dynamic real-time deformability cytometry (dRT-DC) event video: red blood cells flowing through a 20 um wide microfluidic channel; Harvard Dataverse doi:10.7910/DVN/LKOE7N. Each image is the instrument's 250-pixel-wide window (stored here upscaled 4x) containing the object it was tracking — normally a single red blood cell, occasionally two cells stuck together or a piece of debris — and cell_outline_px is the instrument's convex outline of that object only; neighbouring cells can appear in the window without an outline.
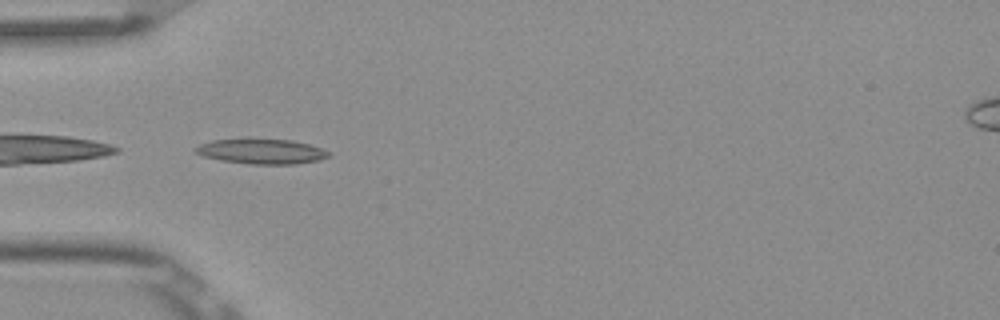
{"species": "Egyptian fruit bat (a non-hibernating species)", "species_latin": "Rousettus aegyptiacus", "temperature_condition": "room temperature", "stored_images_in_passage": 7, "camera_frame_rate_fps": 3000, "um_per_image_px": 0.085, "frame": {"image": 1, "passage_image": 5, "time_ms": 1.333, "image_size_px": [1000, 320], "cell_outline_px": [[328, 156], [320, 160], [296, 164], [248, 164], [220, 160], [204, 156], [196, 152], [192, 148], [200, 144], [212, 140], [292, 140], [308, 144], [320, 148], [328, 152]], "centroid_in_image_um": [22.21, 12.89], "position_along_channel_um": 62.8, "area_um2": 18.96}}
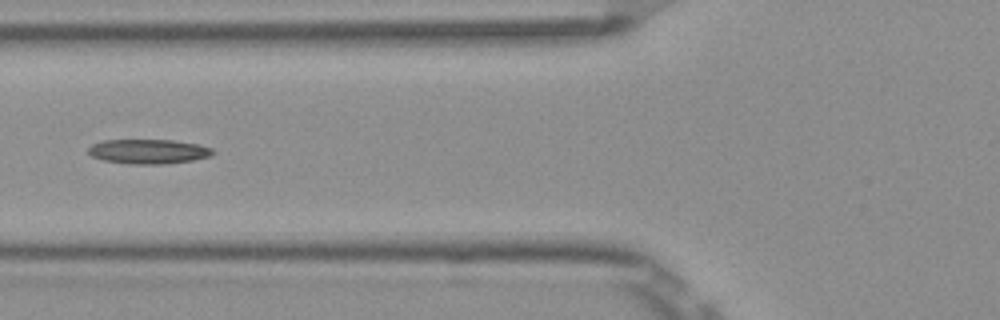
{"frame": {"image": 2, "passage_image": 6, "time_ms": 1.667, "image_size_px": [1000, 320], "cell_outline_px": [[216, 152], [212, 156], [192, 160], [160, 164], [128, 164], [104, 160], [92, 156], [88, 152], [88, 148], [92, 144], [100, 140], [176, 140], [200, 144], [212, 148]], "centroid_in_image_um": [12.64, 12.86], "position_along_channel_um": 113.2, "area_um2": 17.98}}
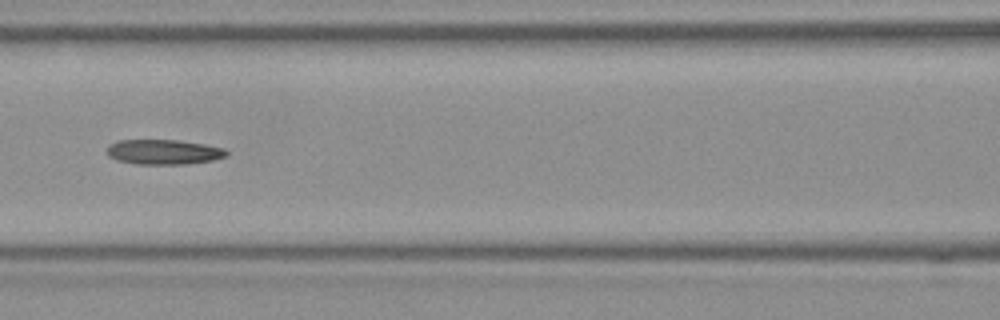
{"frame": {"image": 3, "passage_image": 7, "time_ms": 2.0, "image_size_px": [1000, 320], "cell_outline_px": [[228, 156], [212, 160], [188, 164], [136, 164], [116, 160], [108, 156], [108, 144], [116, 140], [176, 140], [204, 144], [224, 148], [228, 152]], "centroid_in_image_um": [13.9, 12.92], "position_along_channel_um": 152.7, "area_um2": 17.46}}